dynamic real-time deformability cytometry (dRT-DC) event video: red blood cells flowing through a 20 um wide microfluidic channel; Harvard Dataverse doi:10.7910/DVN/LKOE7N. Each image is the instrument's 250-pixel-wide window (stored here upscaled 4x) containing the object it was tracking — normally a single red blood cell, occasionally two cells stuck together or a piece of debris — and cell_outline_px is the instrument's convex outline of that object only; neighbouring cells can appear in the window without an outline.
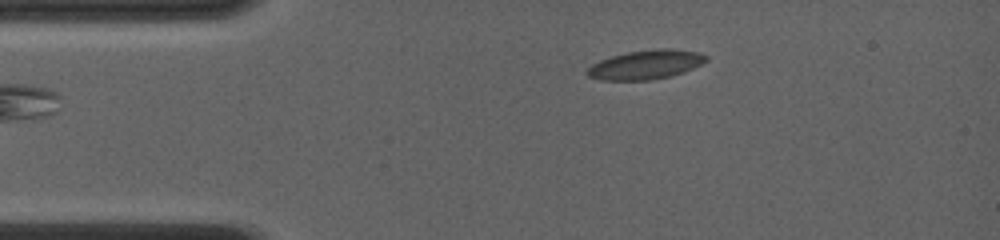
{"species": "common noctule bat (a hibernating species)", "species_latin": "Nyctalus noctula", "temperature_condition": "room temperature", "stored_images_in_passage": 32, "camera_frame_rate_fps": 4000, "um_per_image_px": 0.085, "animal": {"sex": "female", "body_mass_g": 19.0, "forearm_length_mm": 56.7}, "frame": {"image": 1, "passage_image": 7, "time_ms": 2.75, "image_size_px": [1000, 240], "cell_outline_px": [[708, 60], [684, 72], [672, 76], [652, 80], [600, 80], [588, 76], [584, 72], [592, 64], [600, 60], [612, 56], [628, 52], [656, 48], [672, 48], [700, 52], [708, 56]], "centroid_in_image_um": [54.9, 5.49], "position_along_channel_um": 30.1, "area_um2": 20.4}}
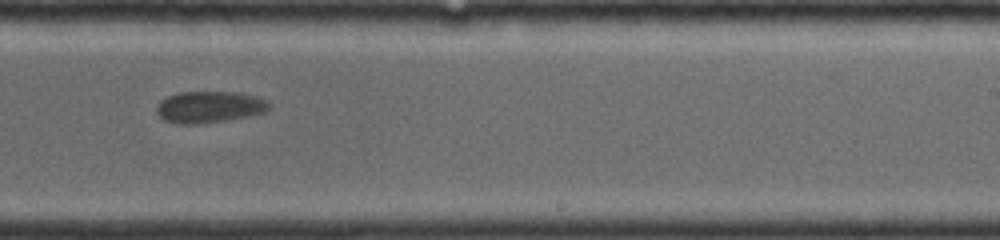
{"frame": {"image": 2, "passage_image": 21, "time_ms": 10.0, "image_size_px": [1000, 240], "cell_outline_px": [[272, 104], [268, 112], [228, 120], [200, 124], [176, 124], [164, 120], [156, 112], [156, 108], [160, 100], [168, 96], [180, 92], [236, 92], [260, 96], [268, 100]], "centroid_in_image_um": [17.85, 9.09], "position_along_channel_um": 271.1, "area_um2": 21.15}}
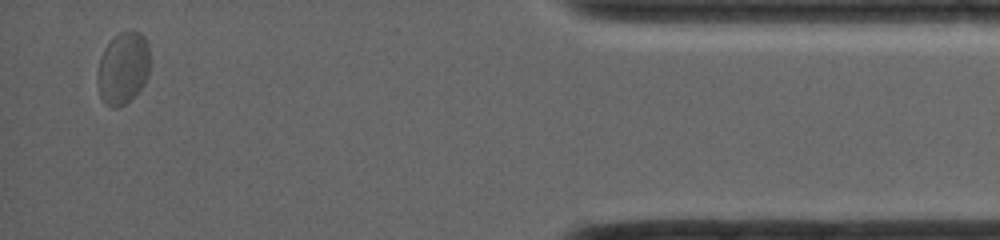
{"frame": {"image": 3, "passage_image": 32, "time_ms": 15.25, "image_size_px": [1000, 240], "cell_outline_px": [[148, 76], [144, 84], [124, 104], [116, 108], [112, 108], [104, 104], [100, 96], [96, 84], [96, 72], [100, 56], [104, 48], [112, 36], [120, 32], [140, 32], [144, 36], [148, 44]], "centroid_in_image_um": [10.4, 5.79], "position_along_channel_um": 424.8, "area_um2": 22.25}, "authors_computed_cell_mechanics": {"area_um2": 21.2126, "velocity_mm_per_s": 3.9006, "shape_relaxation_time_tau1_ms": 2.0295, "shape_relaxation_time_tau2_ms": 2.356, "deformation_change_tau1": 0.0459, "deformation_change_tau2": 0.0309}}